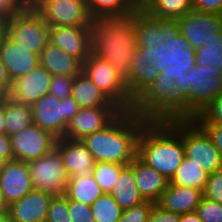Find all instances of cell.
I'll return each mask as SVG.
<instances>
[{"mask_svg":"<svg viewBox=\"0 0 222 222\" xmlns=\"http://www.w3.org/2000/svg\"><path fill=\"white\" fill-rule=\"evenodd\" d=\"M202 198V190L169 183L156 204L164 210L182 215L195 211Z\"/></svg>","mask_w":222,"mask_h":222,"instance_id":"23","label":"cell"},{"mask_svg":"<svg viewBox=\"0 0 222 222\" xmlns=\"http://www.w3.org/2000/svg\"><path fill=\"white\" fill-rule=\"evenodd\" d=\"M154 205V202L145 200L139 205L124 210L117 222H148Z\"/></svg>","mask_w":222,"mask_h":222,"instance_id":"41","label":"cell"},{"mask_svg":"<svg viewBox=\"0 0 222 222\" xmlns=\"http://www.w3.org/2000/svg\"><path fill=\"white\" fill-rule=\"evenodd\" d=\"M148 222H179V215L171 211L164 210L155 203Z\"/></svg>","mask_w":222,"mask_h":222,"instance_id":"47","label":"cell"},{"mask_svg":"<svg viewBox=\"0 0 222 222\" xmlns=\"http://www.w3.org/2000/svg\"><path fill=\"white\" fill-rule=\"evenodd\" d=\"M45 222H72L65 195L53 196Z\"/></svg>","mask_w":222,"mask_h":222,"instance_id":"38","label":"cell"},{"mask_svg":"<svg viewBox=\"0 0 222 222\" xmlns=\"http://www.w3.org/2000/svg\"><path fill=\"white\" fill-rule=\"evenodd\" d=\"M167 50L164 41L155 47H137L132 61H148L156 66L158 73L164 71V51Z\"/></svg>","mask_w":222,"mask_h":222,"instance_id":"37","label":"cell"},{"mask_svg":"<svg viewBox=\"0 0 222 222\" xmlns=\"http://www.w3.org/2000/svg\"><path fill=\"white\" fill-rule=\"evenodd\" d=\"M137 6L140 8L147 0H133Z\"/></svg>","mask_w":222,"mask_h":222,"instance_id":"58","label":"cell"},{"mask_svg":"<svg viewBox=\"0 0 222 222\" xmlns=\"http://www.w3.org/2000/svg\"><path fill=\"white\" fill-rule=\"evenodd\" d=\"M177 91L185 104V119H194L222 94V71L195 65L179 81Z\"/></svg>","mask_w":222,"mask_h":222,"instance_id":"5","label":"cell"},{"mask_svg":"<svg viewBox=\"0 0 222 222\" xmlns=\"http://www.w3.org/2000/svg\"><path fill=\"white\" fill-rule=\"evenodd\" d=\"M196 65L211 66L214 71H222V34L211 40L205 46L195 51Z\"/></svg>","mask_w":222,"mask_h":222,"instance_id":"35","label":"cell"},{"mask_svg":"<svg viewBox=\"0 0 222 222\" xmlns=\"http://www.w3.org/2000/svg\"><path fill=\"white\" fill-rule=\"evenodd\" d=\"M59 150L69 178H86L93 175L95 160L81 140L58 138Z\"/></svg>","mask_w":222,"mask_h":222,"instance_id":"20","label":"cell"},{"mask_svg":"<svg viewBox=\"0 0 222 222\" xmlns=\"http://www.w3.org/2000/svg\"><path fill=\"white\" fill-rule=\"evenodd\" d=\"M6 162H7V160L0 158V175H1L2 171L4 170Z\"/></svg>","mask_w":222,"mask_h":222,"instance_id":"56","label":"cell"},{"mask_svg":"<svg viewBox=\"0 0 222 222\" xmlns=\"http://www.w3.org/2000/svg\"><path fill=\"white\" fill-rule=\"evenodd\" d=\"M0 60L12 81L24 76L39 65V55L16 44L0 30Z\"/></svg>","mask_w":222,"mask_h":222,"instance_id":"19","label":"cell"},{"mask_svg":"<svg viewBox=\"0 0 222 222\" xmlns=\"http://www.w3.org/2000/svg\"><path fill=\"white\" fill-rule=\"evenodd\" d=\"M147 122L133 111H122L105 128L84 136L81 142L95 162L130 165L137 157L138 138Z\"/></svg>","mask_w":222,"mask_h":222,"instance_id":"2","label":"cell"},{"mask_svg":"<svg viewBox=\"0 0 222 222\" xmlns=\"http://www.w3.org/2000/svg\"><path fill=\"white\" fill-rule=\"evenodd\" d=\"M193 10L222 15V0H193Z\"/></svg>","mask_w":222,"mask_h":222,"instance_id":"46","label":"cell"},{"mask_svg":"<svg viewBox=\"0 0 222 222\" xmlns=\"http://www.w3.org/2000/svg\"><path fill=\"white\" fill-rule=\"evenodd\" d=\"M210 136L215 148L222 156V125L221 124H199Z\"/></svg>","mask_w":222,"mask_h":222,"instance_id":"48","label":"cell"},{"mask_svg":"<svg viewBox=\"0 0 222 222\" xmlns=\"http://www.w3.org/2000/svg\"><path fill=\"white\" fill-rule=\"evenodd\" d=\"M167 50L164 51L165 76L175 79V86L190 69L196 65L195 51L192 45L179 32L177 35H170L164 41Z\"/></svg>","mask_w":222,"mask_h":222,"instance_id":"13","label":"cell"},{"mask_svg":"<svg viewBox=\"0 0 222 222\" xmlns=\"http://www.w3.org/2000/svg\"><path fill=\"white\" fill-rule=\"evenodd\" d=\"M102 194L103 190L91 175L86 178H69L64 195L70 200L91 206Z\"/></svg>","mask_w":222,"mask_h":222,"instance_id":"31","label":"cell"},{"mask_svg":"<svg viewBox=\"0 0 222 222\" xmlns=\"http://www.w3.org/2000/svg\"><path fill=\"white\" fill-rule=\"evenodd\" d=\"M203 197L222 204V169L209 174Z\"/></svg>","mask_w":222,"mask_h":222,"instance_id":"42","label":"cell"},{"mask_svg":"<svg viewBox=\"0 0 222 222\" xmlns=\"http://www.w3.org/2000/svg\"><path fill=\"white\" fill-rule=\"evenodd\" d=\"M39 64L52 76H76L82 72V63L77 58L49 42L39 54Z\"/></svg>","mask_w":222,"mask_h":222,"instance_id":"25","label":"cell"},{"mask_svg":"<svg viewBox=\"0 0 222 222\" xmlns=\"http://www.w3.org/2000/svg\"><path fill=\"white\" fill-rule=\"evenodd\" d=\"M11 86L12 80L8 74V70L0 60V87L9 95Z\"/></svg>","mask_w":222,"mask_h":222,"instance_id":"50","label":"cell"},{"mask_svg":"<svg viewBox=\"0 0 222 222\" xmlns=\"http://www.w3.org/2000/svg\"><path fill=\"white\" fill-rule=\"evenodd\" d=\"M140 8L154 18L179 19L193 11V0H147Z\"/></svg>","mask_w":222,"mask_h":222,"instance_id":"29","label":"cell"},{"mask_svg":"<svg viewBox=\"0 0 222 222\" xmlns=\"http://www.w3.org/2000/svg\"><path fill=\"white\" fill-rule=\"evenodd\" d=\"M177 21L179 32L194 49L222 34V15L193 10Z\"/></svg>","mask_w":222,"mask_h":222,"instance_id":"11","label":"cell"},{"mask_svg":"<svg viewBox=\"0 0 222 222\" xmlns=\"http://www.w3.org/2000/svg\"><path fill=\"white\" fill-rule=\"evenodd\" d=\"M27 8V0H0V25L20 15Z\"/></svg>","mask_w":222,"mask_h":222,"instance_id":"44","label":"cell"},{"mask_svg":"<svg viewBox=\"0 0 222 222\" xmlns=\"http://www.w3.org/2000/svg\"><path fill=\"white\" fill-rule=\"evenodd\" d=\"M57 0H27V9L39 12L46 4Z\"/></svg>","mask_w":222,"mask_h":222,"instance_id":"51","label":"cell"},{"mask_svg":"<svg viewBox=\"0 0 222 222\" xmlns=\"http://www.w3.org/2000/svg\"><path fill=\"white\" fill-rule=\"evenodd\" d=\"M49 27H89L90 14L86 0H57L38 12Z\"/></svg>","mask_w":222,"mask_h":222,"instance_id":"14","label":"cell"},{"mask_svg":"<svg viewBox=\"0 0 222 222\" xmlns=\"http://www.w3.org/2000/svg\"><path fill=\"white\" fill-rule=\"evenodd\" d=\"M158 75L156 66L148 61H132L125 80L130 96L136 101L154 82Z\"/></svg>","mask_w":222,"mask_h":222,"instance_id":"28","label":"cell"},{"mask_svg":"<svg viewBox=\"0 0 222 222\" xmlns=\"http://www.w3.org/2000/svg\"><path fill=\"white\" fill-rule=\"evenodd\" d=\"M110 194L123 211L145 201L139 193L135 182L134 171L130 165H126L121 169L119 177L113 185Z\"/></svg>","mask_w":222,"mask_h":222,"instance_id":"27","label":"cell"},{"mask_svg":"<svg viewBox=\"0 0 222 222\" xmlns=\"http://www.w3.org/2000/svg\"><path fill=\"white\" fill-rule=\"evenodd\" d=\"M179 222H202L195 211L179 215Z\"/></svg>","mask_w":222,"mask_h":222,"instance_id":"52","label":"cell"},{"mask_svg":"<svg viewBox=\"0 0 222 222\" xmlns=\"http://www.w3.org/2000/svg\"><path fill=\"white\" fill-rule=\"evenodd\" d=\"M134 22L135 12L92 17L89 23L91 53L112 64L125 80L137 48Z\"/></svg>","mask_w":222,"mask_h":222,"instance_id":"1","label":"cell"},{"mask_svg":"<svg viewBox=\"0 0 222 222\" xmlns=\"http://www.w3.org/2000/svg\"><path fill=\"white\" fill-rule=\"evenodd\" d=\"M5 110L3 105H0V134H5Z\"/></svg>","mask_w":222,"mask_h":222,"instance_id":"53","label":"cell"},{"mask_svg":"<svg viewBox=\"0 0 222 222\" xmlns=\"http://www.w3.org/2000/svg\"><path fill=\"white\" fill-rule=\"evenodd\" d=\"M5 110V134L13 136L33 124L32 107L10 98L2 103Z\"/></svg>","mask_w":222,"mask_h":222,"instance_id":"30","label":"cell"},{"mask_svg":"<svg viewBox=\"0 0 222 222\" xmlns=\"http://www.w3.org/2000/svg\"><path fill=\"white\" fill-rule=\"evenodd\" d=\"M32 107L33 124L51 132L56 138H63L68 123L80 107L70 95L63 99L50 93L42 96Z\"/></svg>","mask_w":222,"mask_h":222,"instance_id":"7","label":"cell"},{"mask_svg":"<svg viewBox=\"0 0 222 222\" xmlns=\"http://www.w3.org/2000/svg\"><path fill=\"white\" fill-rule=\"evenodd\" d=\"M49 43L83 63L91 53L89 27H50Z\"/></svg>","mask_w":222,"mask_h":222,"instance_id":"21","label":"cell"},{"mask_svg":"<svg viewBox=\"0 0 222 222\" xmlns=\"http://www.w3.org/2000/svg\"><path fill=\"white\" fill-rule=\"evenodd\" d=\"M74 78L75 76H52L48 93L60 99L70 96Z\"/></svg>","mask_w":222,"mask_h":222,"instance_id":"43","label":"cell"},{"mask_svg":"<svg viewBox=\"0 0 222 222\" xmlns=\"http://www.w3.org/2000/svg\"><path fill=\"white\" fill-rule=\"evenodd\" d=\"M9 98V95L0 87V105Z\"/></svg>","mask_w":222,"mask_h":222,"instance_id":"55","label":"cell"},{"mask_svg":"<svg viewBox=\"0 0 222 222\" xmlns=\"http://www.w3.org/2000/svg\"><path fill=\"white\" fill-rule=\"evenodd\" d=\"M125 165L112 162H95L93 177L104 193H110L116 183L121 169Z\"/></svg>","mask_w":222,"mask_h":222,"instance_id":"36","label":"cell"},{"mask_svg":"<svg viewBox=\"0 0 222 222\" xmlns=\"http://www.w3.org/2000/svg\"><path fill=\"white\" fill-rule=\"evenodd\" d=\"M0 222H8L7 213H0Z\"/></svg>","mask_w":222,"mask_h":222,"instance_id":"57","label":"cell"},{"mask_svg":"<svg viewBox=\"0 0 222 222\" xmlns=\"http://www.w3.org/2000/svg\"><path fill=\"white\" fill-rule=\"evenodd\" d=\"M194 120L198 124L222 125V94L215 98Z\"/></svg>","mask_w":222,"mask_h":222,"instance_id":"40","label":"cell"},{"mask_svg":"<svg viewBox=\"0 0 222 222\" xmlns=\"http://www.w3.org/2000/svg\"><path fill=\"white\" fill-rule=\"evenodd\" d=\"M10 138L13 159L27 163L50 152L55 147L58 139L51 132L35 124Z\"/></svg>","mask_w":222,"mask_h":222,"instance_id":"12","label":"cell"},{"mask_svg":"<svg viewBox=\"0 0 222 222\" xmlns=\"http://www.w3.org/2000/svg\"><path fill=\"white\" fill-rule=\"evenodd\" d=\"M33 190L29 164L15 159L7 161L0 175V191L7 207Z\"/></svg>","mask_w":222,"mask_h":222,"instance_id":"17","label":"cell"},{"mask_svg":"<svg viewBox=\"0 0 222 222\" xmlns=\"http://www.w3.org/2000/svg\"><path fill=\"white\" fill-rule=\"evenodd\" d=\"M52 75L40 64L18 79L12 81L9 98L16 103L34 104L50 89Z\"/></svg>","mask_w":222,"mask_h":222,"instance_id":"18","label":"cell"},{"mask_svg":"<svg viewBox=\"0 0 222 222\" xmlns=\"http://www.w3.org/2000/svg\"><path fill=\"white\" fill-rule=\"evenodd\" d=\"M82 72L122 111H133L135 100L112 64L90 53L82 63Z\"/></svg>","mask_w":222,"mask_h":222,"instance_id":"6","label":"cell"},{"mask_svg":"<svg viewBox=\"0 0 222 222\" xmlns=\"http://www.w3.org/2000/svg\"><path fill=\"white\" fill-rule=\"evenodd\" d=\"M195 212L202 222H222V204L203 197Z\"/></svg>","mask_w":222,"mask_h":222,"instance_id":"39","label":"cell"},{"mask_svg":"<svg viewBox=\"0 0 222 222\" xmlns=\"http://www.w3.org/2000/svg\"><path fill=\"white\" fill-rule=\"evenodd\" d=\"M90 207L95 222H117L123 212L110 193L102 194Z\"/></svg>","mask_w":222,"mask_h":222,"instance_id":"34","label":"cell"},{"mask_svg":"<svg viewBox=\"0 0 222 222\" xmlns=\"http://www.w3.org/2000/svg\"><path fill=\"white\" fill-rule=\"evenodd\" d=\"M134 29L137 47H155L170 35L179 33L177 19H160L148 15L143 9L135 11Z\"/></svg>","mask_w":222,"mask_h":222,"instance_id":"16","label":"cell"},{"mask_svg":"<svg viewBox=\"0 0 222 222\" xmlns=\"http://www.w3.org/2000/svg\"><path fill=\"white\" fill-rule=\"evenodd\" d=\"M182 141L185 156L208 174L222 169V156L210 136L194 120H182Z\"/></svg>","mask_w":222,"mask_h":222,"instance_id":"9","label":"cell"},{"mask_svg":"<svg viewBox=\"0 0 222 222\" xmlns=\"http://www.w3.org/2000/svg\"><path fill=\"white\" fill-rule=\"evenodd\" d=\"M135 182L144 200L156 203L169 185V180L152 167L148 166L138 156L131 162Z\"/></svg>","mask_w":222,"mask_h":222,"instance_id":"24","label":"cell"},{"mask_svg":"<svg viewBox=\"0 0 222 222\" xmlns=\"http://www.w3.org/2000/svg\"><path fill=\"white\" fill-rule=\"evenodd\" d=\"M49 29V25L38 12L27 8L1 25V30L16 44L37 55L49 42Z\"/></svg>","mask_w":222,"mask_h":222,"instance_id":"8","label":"cell"},{"mask_svg":"<svg viewBox=\"0 0 222 222\" xmlns=\"http://www.w3.org/2000/svg\"><path fill=\"white\" fill-rule=\"evenodd\" d=\"M90 17L124 16L139 7L133 0H86Z\"/></svg>","mask_w":222,"mask_h":222,"instance_id":"33","label":"cell"},{"mask_svg":"<svg viewBox=\"0 0 222 222\" xmlns=\"http://www.w3.org/2000/svg\"><path fill=\"white\" fill-rule=\"evenodd\" d=\"M8 211V207L5 204L3 197H2V193L0 191V213H7Z\"/></svg>","mask_w":222,"mask_h":222,"instance_id":"54","label":"cell"},{"mask_svg":"<svg viewBox=\"0 0 222 222\" xmlns=\"http://www.w3.org/2000/svg\"><path fill=\"white\" fill-rule=\"evenodd\" d=\"M71 91L80 108L117 107L83 72L75 76Z\"/></svg>","mask_w":222,"mask_h":222,"instance_id":"26","label":"cell"},{"mask_svg":"<svg viewBox=\"0 0 222 222\" xmlns=\"http://www.w3.org/2000/svg\"><path fill=\"white\" fill-rule=\"evenodd\" d=\"M28 164L34 190L43 191L52 196L65 194L69 176L56 147Z\"/></svg>","mask_w":222,"mask_h":222,"instance_id":"10","label":"cell"},{"mask_svg":"<svg viewBox=\"0 0 222 222\" xmlns=\"http://www.w3.org/2000/svg\"><path fill=\"white\" fill-rule=\"evenodd\" d=\"M133 112L146 121L185 119V104L178 94L175 79L158 73L154 82L135 101Z\"/></svg>","mask_w":222,"mask_h":222,"instance_id":"4","label":"cell"},{"mask_svg":"<svg viewBox=\"0 0 222 222\" xmlns=\"http://www.w3.org/2000/svg\"><path fill=\"white\" fill-rule=\"evenodd\" d=\"M53 196L33 190L8 206V222H45Z\"/></svg>","mask_w":222,"mask_h":222,"instance_id":"22","label":"cell"},{"mask_svg":"<svg viewBox=\"0 0 222 222\" xmlns=\"http://www.w3.org/2000/svg\"><path fill=\"white\" fill-rule=\"evenodd\" d=\"M0 158L13 160L11 138L7 134H0Z\"/></svg>","mask_w":222,"mask_h":222,"instance_id":"49","label":"cell"},{"mask_svg":"<svg viewBox=\"0 0 222 222\" xmlns=\"http://www.w3.org/2000/svg\"><path fill=\"white\" fill-rule=\"evenodd\" d=\"M121 112L119 107L80 108L68 123L63 138L81 140L84 136L105 128Z\"/></svg>","mask_w":222,"mask_h":222,"instance_id":"15","label":"cell"},{"mask_svg":"<svg viewBox=\"0 0 222 222\" xmlns=\"http://www.w3.org/2000/svg\"><path fill=\"white\" fill-rule=\"evenodd\" d=\"M68 208L72 222H95L89 205L68 199Z\"/></svg>","mask_w":222,"mask_h":222,"instance_id":"45","label":"cell"},{"mask_svg":"<svg viewBox=\"0 0 222 222\" xmlns=\"http://www.w3.org/2000/svg\"><path fill=\"white\" fill-rule=\"evenodd\" d=\"M137 156L170 180L185 157L182 120L148 121L138 138Z\"/></svg>","mask_w":222,"mask_h":222,"instance_id":"3","label":"cell"},{"mask_svg":"<svg viewBox=\"0 0 222 222\" xmlns=\"http://www.w3.org/2000/svg\"><path fill=\"white\" fill-rule=\"evenodd\" d=\"M209 174L197 167L186 156L183 158L180 167L169 180L170 184L182 187L197 188L204 191Z\"/></svg>","mask_w":222,"mask_h":222,"instance_id":"32","label":"cell"}]
</instances>
